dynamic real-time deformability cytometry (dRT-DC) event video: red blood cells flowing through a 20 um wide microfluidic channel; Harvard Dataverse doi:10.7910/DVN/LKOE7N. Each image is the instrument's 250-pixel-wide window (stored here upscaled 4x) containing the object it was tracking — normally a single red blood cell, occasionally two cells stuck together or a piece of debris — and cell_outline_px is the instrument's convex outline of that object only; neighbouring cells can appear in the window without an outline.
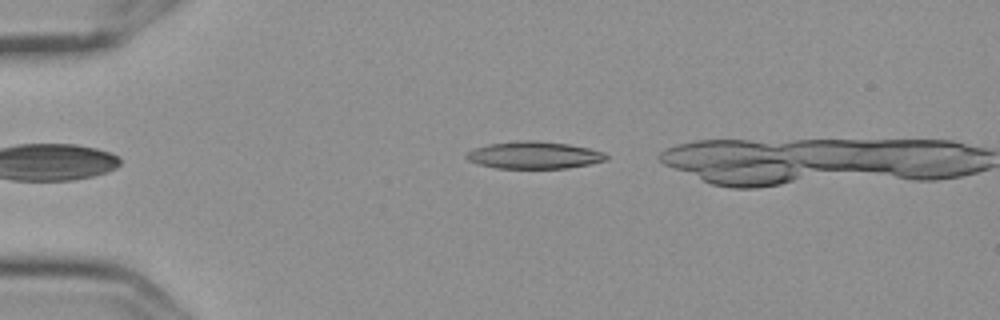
{"species": "Egyptian fruit bat (a non-hibernating species)", "species_latin": "Rousettus aegyptiacus", "temperature_condition": "cold", "stored_images_in_passage": 2, "camera_frame_rate_fps": 3000, "um_per_image_px": 0.085, "frame": {"image": 1, "passage_image": 2, "time_ms": 0.333, "image_size_px": [1000, 320], "cell_outline_px": [[608, 160], [568, 168], [496, 168], [476, 164], [468, 160], [464, 156], [468, 152], [476, 148], [488, 144], [520, 140], [536, 140], [568, 144], [588, 148], [604, 152], [608, 156]], "centroid_in_image_um": [45.39, 13.19], "position_along_channel_um": 39.6, "area_um2": 22.2}}